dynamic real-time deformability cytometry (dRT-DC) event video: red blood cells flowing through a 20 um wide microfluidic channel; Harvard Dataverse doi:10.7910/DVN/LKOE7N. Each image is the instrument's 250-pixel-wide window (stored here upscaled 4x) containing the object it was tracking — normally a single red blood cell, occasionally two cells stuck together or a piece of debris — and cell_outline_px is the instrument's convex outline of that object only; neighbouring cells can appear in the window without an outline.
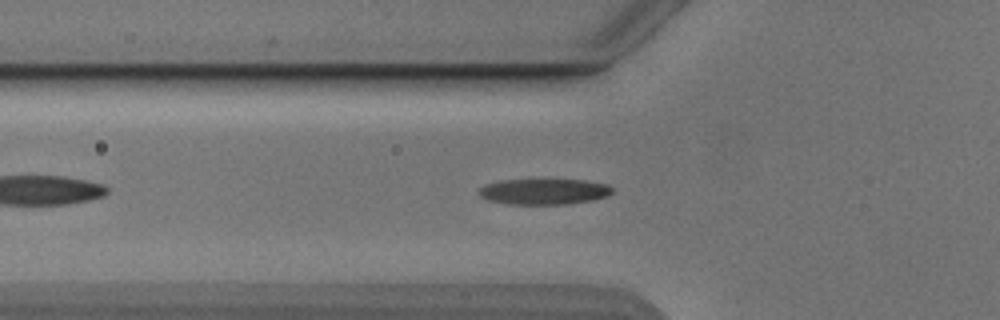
{"species": "Egyptian fruit bat (a non-hibernating species)", "species_latin": "Rousettus aegyptiacus", "temperature_condition": "cold", "stored_images_in_passage": 42, "camera_frame_rate_fps": 3000, "um_per_image_px": 0.085, "animal": {"sex": "male"}, "frame": {"image": 1, "passage_image": 7, "time_ms": 2.0, "image_size_px": [1000, 320], "cell_outline_px": [[616, 188], [608, 196], [592, 200], [568, 204], [508, 204], [488, 200], [480, 196], [476, 192], [484, 184], [500, 180], [544, 176], [584, 180], [604, 184]], "centroid_in_image_um": [46.21, 16.22], "position_along_channel_um": 79.6, "area_um2": 21.33}}
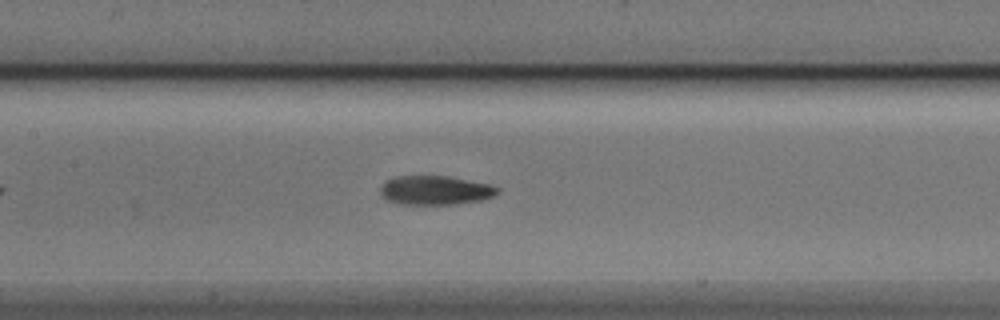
{"frame": {"image": 2, "passage_image": 14, "time_ms": 4.333, "image_size_px": [1000, 320], "cell_outline_px": [[500, 192], [492, 196], [480, 200], [456, 204], [400, 204], [388, 200], [380, 196], [380, 188], [384, 180], [396, 176], [448, 176], [492, 184]], "centroid_in_image_um": [36.96, 16.16], "position_along_channel_um": 170.4, "area_um2": 19.94}}
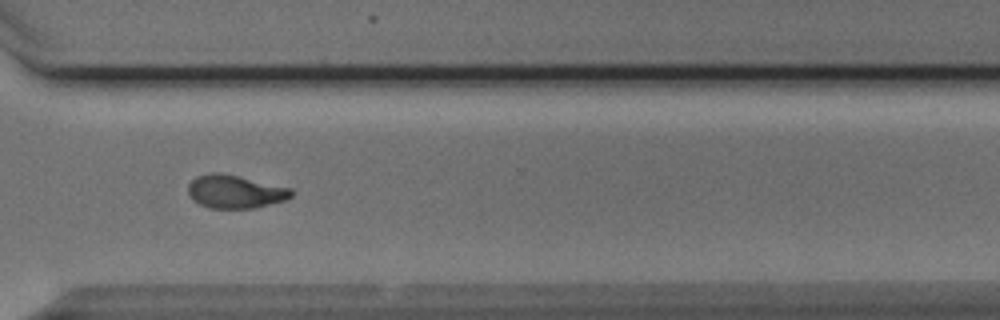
{"frame": {"image": 3, "passage_image": 28, "time_ms": 9.0, "image_size_px": [1000, 320], "cell_outline_px": [[292, 196], [284, 200], [252, 208], [208, 208], [192, 200], [188, 192], [188, 184], [196, 176], [212, 172], [220, 172], [292, 188]], "centroid_in_image_um": [19.94, 16.28], "position_along_channel_um": 350.7, "area_um2": 19.88}, "authors_computed_cell_mechanics": {"area_um2": 19.8832, "velocity_mm_per_s": 3.8723, "shape_relaxation_time_tau1_ms": 4.3632, "shape_relaxation_time_tau2_ms": 2.5039, "deformation_change_tau1": 0.1763, "deformation_change_tau2": 0.0784}}